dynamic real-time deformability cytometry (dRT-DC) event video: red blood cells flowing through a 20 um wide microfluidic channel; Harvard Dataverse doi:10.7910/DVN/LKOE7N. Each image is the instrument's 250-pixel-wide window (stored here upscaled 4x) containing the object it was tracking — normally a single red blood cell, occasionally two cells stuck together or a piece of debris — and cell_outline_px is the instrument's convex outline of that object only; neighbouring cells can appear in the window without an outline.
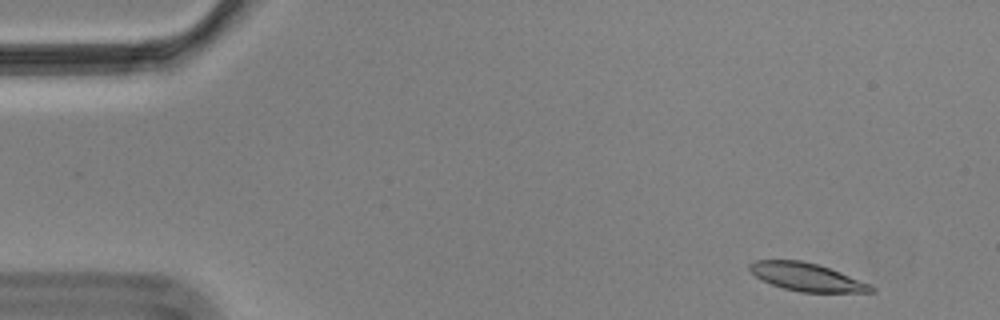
{"species": "Egyptian fruit bat (a non-hibernating species)", "species_latin": "Rousettus aegyptiacus", "temperature_condition": "cold", "stored_images_in_passage": 46, "camera_frame_rate_fps": 3000, "um_per_image_px": 0.085, "animal": {"sex": "male"}, "frame": {"image": 1, "passage_image": 2, "time_ms": 0.333, "image_size_px": [1000, 320], "cell_outline_px": [[876, 292], [800, 292], [784, 288], [772, 284], [756, 276], [748, 268], [748, 264], [756, 260], [800, 260], [816, 264], [840, 272], [872, 284], [876, 288]], "centroid_in_image_um": [68.61, 23.55], "position_along_channel_um": 16.4, "area_um2": 19.65}}
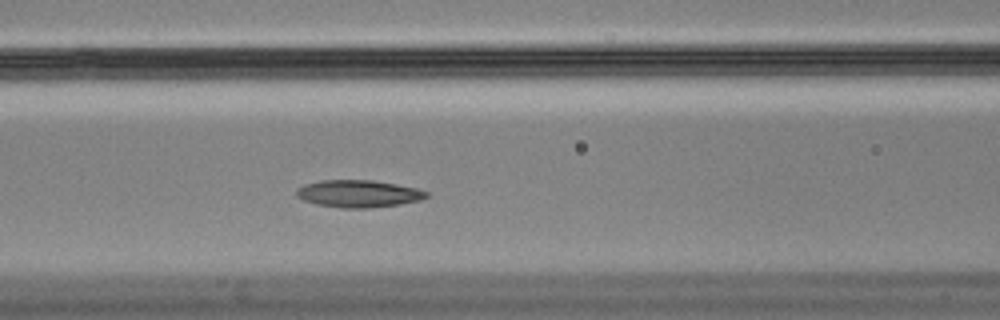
{"frame": {"image": 2, "passage_image": 21, "time_ms": 6.667, "image_size_px": [1000, 320], "cell_outline_px": [[428, 196], [420, 200], [400, 204], [368, 208], [340, 208], [316, 204], [304, 200], [296, 196], [296, 192], [304, 184], [320, 180], [372, 180], [396, 184], [416, 188], [428, 192]], "centroid_in_image_um": [30.46, 16.46], "position_along_channel_um": 136.1, "area_um2": 20.58}}
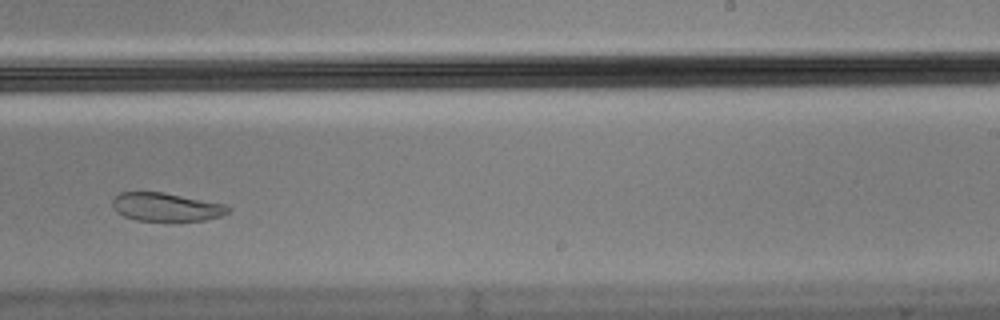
{"frame": {"image": 3, "passage_image": 33, "time_ms": 10.667, "image_size_px": [1000, 320], "cell_outline_px": [[232, 208], [228, 212], [220, 216], [204, 220], [172, 224], [168, 224], [136, 220], [124, 216], [116, 212], [112, 204], [112, 200], [120, 192], [164, 192], [224, 204]], "centroid_in_image_um": [14.12, 17.65], "position_along_channel_um": 274.9, "area_um2": 19.94}, "authors_computed_cell_mechanics": {"area_um2": 20.5768, "velocity_mm_per_s": 3.4786, "shape_relaxation_time_tau1_ms": null, "shape_relaxation_time_tau2_ms": 3.2602, "deformation_change_tau1": null, "deformation_change_tau2": 0.076}}